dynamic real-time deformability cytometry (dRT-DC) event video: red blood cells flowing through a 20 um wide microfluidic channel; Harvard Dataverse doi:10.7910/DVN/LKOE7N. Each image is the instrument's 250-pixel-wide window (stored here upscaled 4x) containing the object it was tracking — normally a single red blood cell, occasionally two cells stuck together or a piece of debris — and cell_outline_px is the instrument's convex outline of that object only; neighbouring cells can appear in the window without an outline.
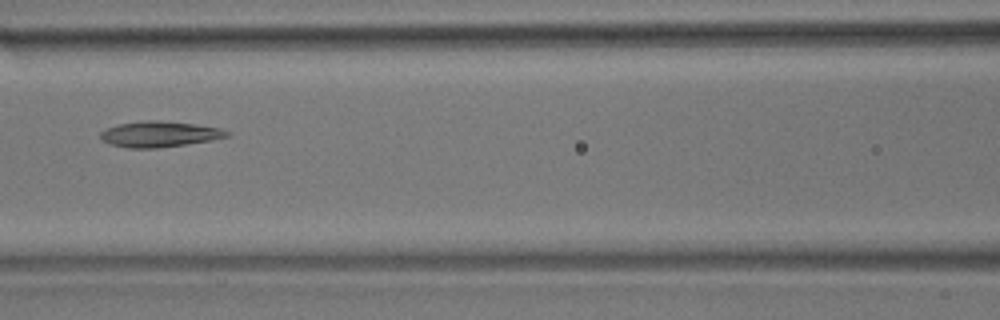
{"species": "common noctule bat (a hibernating species)", "species_latin": "Nyctalus noctula", "temperature_condition": "room temperature", "stored_images_in_passage": 7, "camera_frame_rate_fps": 3000, "um_per_image_px": 0.085, "animal": {"sex": "male", "body_mass_g": 17.9}, "frame": {"image": 1, "passage_image": 7, "time_ms": 7.0, "image_size_px": [1000, 320], "cell_outline_px": [[232, 132], [228, 136], [212, 140], [156, 148], [128, 148], [108, 144], [100, 140], [100, 132], [108, 128], [120, 124], [148, 120], [156, 120], [192, 124], [220, 128]], "centroid_in_image_um": [13.53, 11.41], "position_along_channel_um": 153.1, "area_um2": 18.79}}